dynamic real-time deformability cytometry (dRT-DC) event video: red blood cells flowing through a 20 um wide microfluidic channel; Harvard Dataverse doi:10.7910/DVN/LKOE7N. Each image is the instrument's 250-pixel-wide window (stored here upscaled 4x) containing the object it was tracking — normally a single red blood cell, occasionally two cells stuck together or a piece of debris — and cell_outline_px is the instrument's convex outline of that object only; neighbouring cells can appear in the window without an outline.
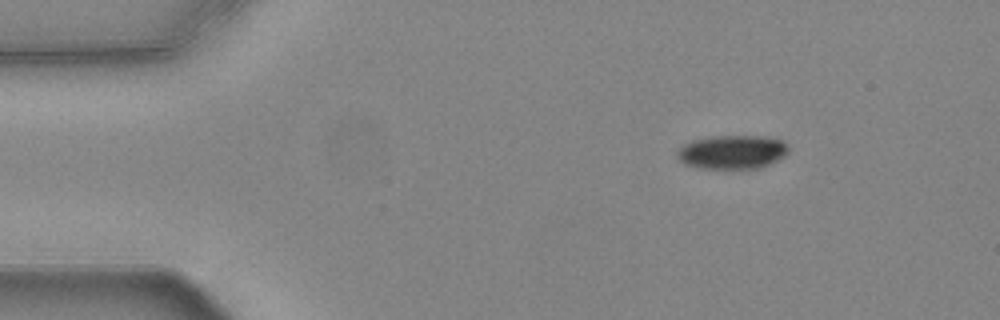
{"species": "common noctule bat (a hibernating species)", "species_latin": "Nyctalus noctula", "temperature_condition": "warm", "stored_images_in_passage": 48, "camera_frame_rate_fps": 3000, "um_per_image_px": 0.085, "animal": {"sex": "female", "body_mass_g": 24.6, "forearm_length_mm": 56.2}, "frame": {"image": 1, "passage_image": 1, "time_ms": 0.0, "image_size_px": [1000, 320], "cell_outline_px": [[788, 152], [784, 156], [772, 164], [760, 168], [700, 168], [684, 164], [676, 156], [676, 152], [684, 144], [692, 140], [712, 136], [764, 136], [784, 140], [788, 144]], "centroid_in_image_um": [62.27, 12.92], "position_along_channel_um": 22.7, "area_um2": 22.14}}
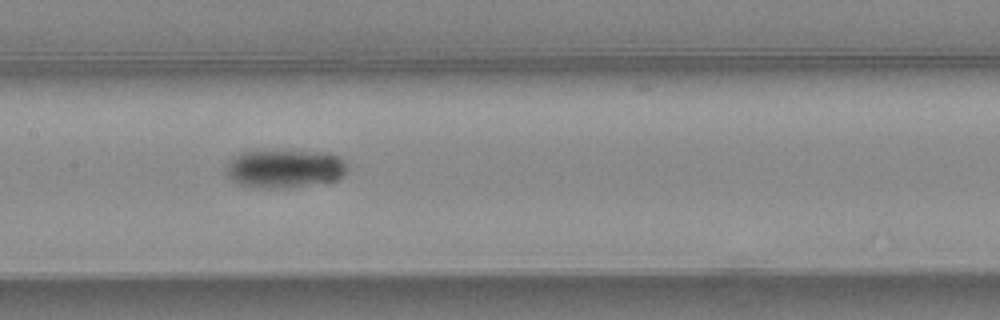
{"frame": {"image": 2, "passage_image": 20, "time_ms": 6.333, "image_size_px": [1000, 320], "cell_outline_px": [[352, 168], [344, 176], [336, 180], [284, 188], [260, 188], [240, 184], [232, 180], [224, 172], [224, 168], [228, 160], [240, 152], [332, 152], [344, 156]], "centroid_in_image_um": [24.28, 14.33], "position_along_channel_um": 183.1, "area_um2": 27.51}}
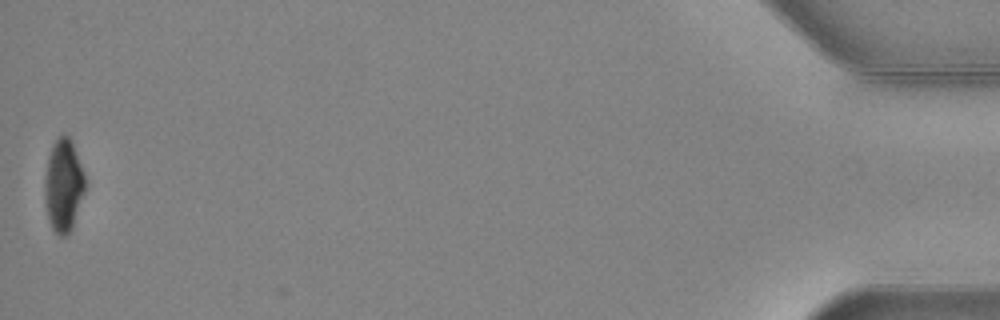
{"frame": {"image": 3, "passage_image": 48, "time_ms": 15.667, "image_size_px": [1000, 320], "cell_outline_px": [[84, 192], [72, 228], [68, 236], [60, 236], [52, 228], [48, 220], [44, 200], [44, 180], [48, 156], [52, 144], [60, 136], [68, 136], [72, 144], [84, 172]], "centroid_in_image_um": [5.36, 15.8], "position_along_channel_um": 429.8, "area_um2": 21.62}, "authors_computed_cell_mechanics": {"area_um2": 25.0852, "velocity_mm_per_s": 3.7411, "shape_relaxation_time_tau1_ms": 3.6459, "shape_relaxation_time_tau2_ms": null, "deformation_change_tau1": 0.1112, "deformation_change_tau2": null}}